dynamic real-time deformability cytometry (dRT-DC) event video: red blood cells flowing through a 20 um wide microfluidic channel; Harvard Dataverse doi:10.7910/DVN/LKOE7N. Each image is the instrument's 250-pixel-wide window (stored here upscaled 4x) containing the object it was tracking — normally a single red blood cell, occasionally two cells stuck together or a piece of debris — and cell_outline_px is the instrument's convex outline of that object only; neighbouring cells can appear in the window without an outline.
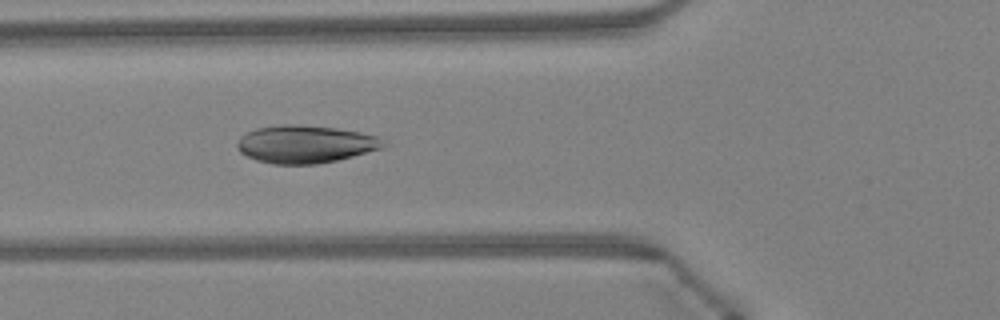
{"species": "Egyptian fruit bat (a non-hibernating species)", "species_latin": "Rousettus aegyptiacus", "temperature_condition": "warm", "stored_images_in_passage": 46, "camera_frame_rate_fps": 3000, "um_per_image_px": 0.085, "animal": {"sex": "female"}, "frame": {"image": 1, "passage_image": 17, "time_ms": 5.333, "image_size_px": [1000, 320], "cell_outline_px": [[388, 144], [384, 148], [336, 160], [316, 164], [272, 164], [256, 160], [240, 152], [236, 144], [240, 136], [256, 128], [284, 124], [292, 124], [336, 128], [360, 132], [376, 136]], "centroid_in_image_um": [25.95, 12.25], "position_along_channel_um": 99.8, "area_um2": 32.02}}
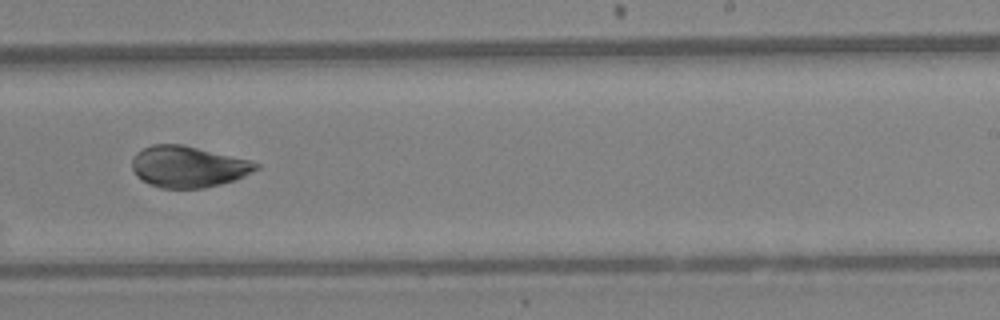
{"frame": {"image": 2, "passage_image": 29, "time_ms": 9.333, "image_size_px": [1000, 320], "cell_outline_px": [[260, 168], [236, 180], [204, 188], [160, 188], [148, 184], [136, 176], [132, 168], [132, 160], [136, 152], [152, 144], [180, 144], [248, 160], [260, 164]], "centroid_in_image_um": [15.97, 14.18], "position_along_channel_um": 273.0, "area_um2": 29.71}}
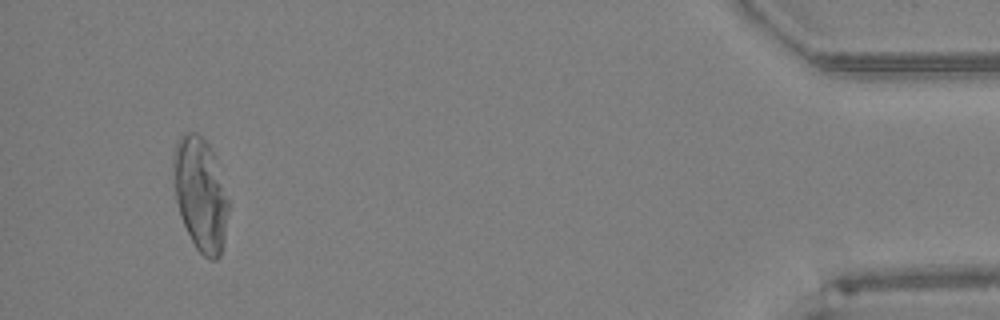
{"frame": {"image": 3, "passage_image": 44, "time_ms": 14.333, "image_size_px": [1000, 320], "cell_outline_px": [[228, 212], [224, 236], [220, 256], [216, 260], [208, 260], [196, 248], [180, 216], [176, 200], [172, 164], [172, 156], [176, 144], [180, 136], [184, 132], [196, 132], [208, 144], [216, 156], [228, 200]], "centroid_in_image_um": [17.03, 16.47], "position_along_channel_um": 418.2, "area_um2": 36.41}}